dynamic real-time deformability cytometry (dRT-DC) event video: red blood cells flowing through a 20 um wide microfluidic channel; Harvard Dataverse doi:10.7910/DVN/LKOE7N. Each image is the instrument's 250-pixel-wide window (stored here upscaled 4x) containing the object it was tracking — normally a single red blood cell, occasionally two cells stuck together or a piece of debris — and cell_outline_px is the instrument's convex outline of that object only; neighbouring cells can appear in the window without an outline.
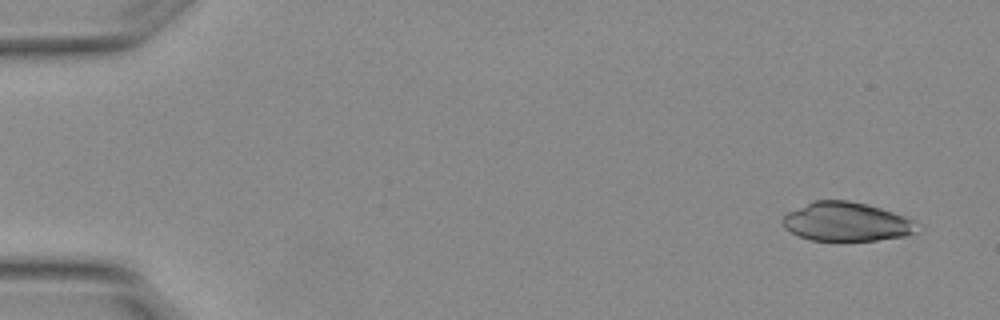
{"species": "Egyptian fruit bat (a non-hibernating species)", "species_latin": "Rousettus aegyptiacus", "temperature_condition": "warm", "stored_images_in_passage": 6, "camera_frame_rate_fps": 3000, "um_per_image_px": 0.085, "animal": {"sex": "female"}, "frame": {"image": 1, "passage_image": 1, "time_ms": 0.0, "image_size_px": [1000, 320], "cell_outline_px": [[916, 232], [904, 236], [876, 240], [812, 240], [800, 236], [784, 228], [784, 216], [788, 212], [812, 200], [848, 200], [880, 208], [904, 216], [912, 220]], "centroid_in_image_um": [71.9, 18.84], "position_along_channel_um": 13.1, "area_um2": 29.88}}
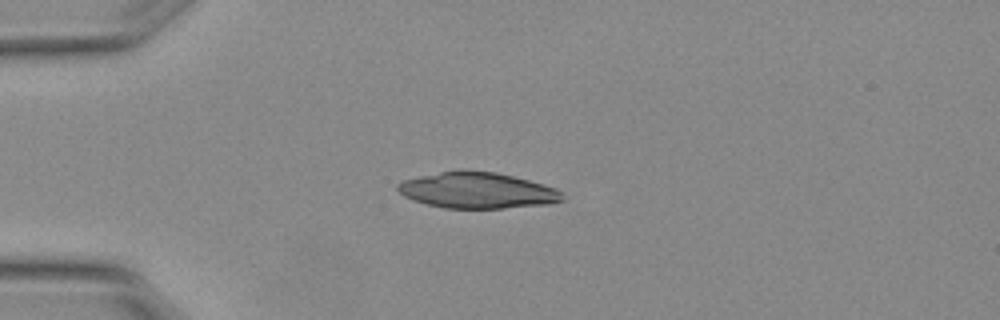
{"frame": {"image": 2, "passage_image": 4, "time_ms": 1.0, "image_size_px": [1000, 320], "cell_outline_px": [[564, 200], [548, 204], [504, 208], [444, 208], [428, 204], [404, 196], [396, 188], [396, 184], [404, 180], [420, 176], [456, 168], [464, 168], [496, 172], [544, 184], [556, 188], [564, 196]], "centroid_in_image_um": [40.57, 16.16], "position_along_channel_um": 44.4, "area_um2": 34.8}}